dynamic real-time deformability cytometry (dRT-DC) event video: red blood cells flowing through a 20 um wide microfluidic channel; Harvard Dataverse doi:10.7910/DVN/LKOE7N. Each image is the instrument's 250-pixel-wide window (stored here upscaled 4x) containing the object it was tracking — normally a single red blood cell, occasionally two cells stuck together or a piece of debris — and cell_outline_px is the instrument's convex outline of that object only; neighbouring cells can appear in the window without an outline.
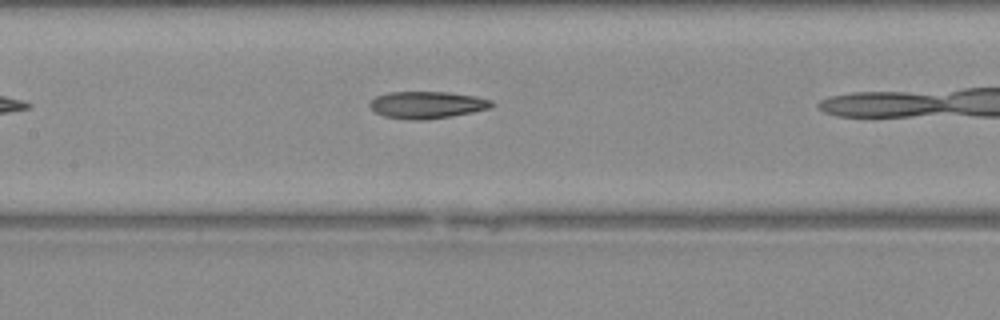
{"species": "Egyptian fruit bat (a non-hibernating species)", "species_latin": "Rousettus aegyptiacus", "temperature_condition": "warm", "stored_images_in_passage": 17, "camera_frame_rate_fps": 3000, "um_per_image_px": 0.085, "animal": {"sex": "female"}, "frame": {"image": 1, "passage_image": 8, "time_ms": 2.333, "image_size_px": [1000, 320], "cell_outline_px": [[492, 108], [472, 112], [424, 120], [412, 120], [384, 116], [376, 112], [368, 104], [376, 96], [388, 92], [448, 92], [476, 96], [492, 100]], "centroid_in_image_um": [36.3, 8.9], "position_along_channel_um": 171.1, "area_um2": 19.07}}